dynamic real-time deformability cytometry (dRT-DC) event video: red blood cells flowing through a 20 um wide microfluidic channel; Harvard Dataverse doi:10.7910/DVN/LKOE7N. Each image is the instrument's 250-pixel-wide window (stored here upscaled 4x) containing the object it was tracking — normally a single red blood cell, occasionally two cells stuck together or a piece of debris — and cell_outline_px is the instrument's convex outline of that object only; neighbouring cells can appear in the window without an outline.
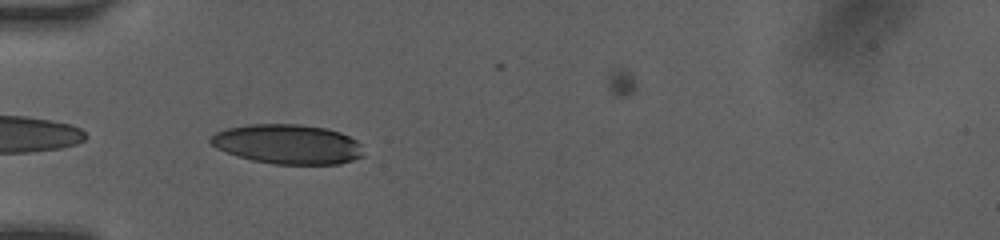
{"species": "human", "species_latin": "Homo sapiens", "temperature_condition": "room temperature", "stored_images_in_passage": 48, "camera_frame_rate_fps": 3000, "um_per_image_px": 0.085, "donor": {"sex": "female"}, "frame": {"image": 1, "passage_image": 2, "time_ms": 0.333, "image_size_px": [1000, 240], "cell_outline_px": [[364, 156], [340, 164], [272, 164], [252, 160], [216, 148], [208, 140], [216, 132], [228, 128], [248, 124], [300, 124], [328, 128], [340, 132], [356, 140], [360, 144]], "centroid_in_image_um": [24.48, 12.25], "position_along_channel_um": 60.5, "area_um2": 35.26}}
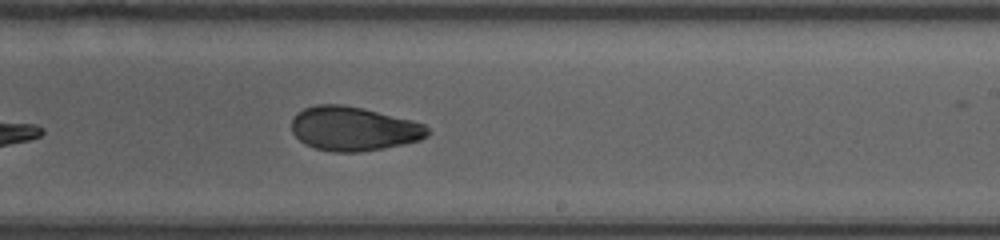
{"frame": {"image": 2, "passage_image": 22, "time_ms": 5.333, "image_size_px": [1000, 240], "cell_outline_px": [[428, 136], [420, 140], [384, 148], [360, 152], [332, 152], [316, 148], [304, 144], [292, 132], [292, 116], [296, 112], [304, 108], [316, 104], [344, 104], [364, 108], [412, 120], [424, 124], [428, 128]], "centroid_in_image_um": [30.03, 10.93], "position_along_channel_um": 259.0, "area_um2": 35.2}}
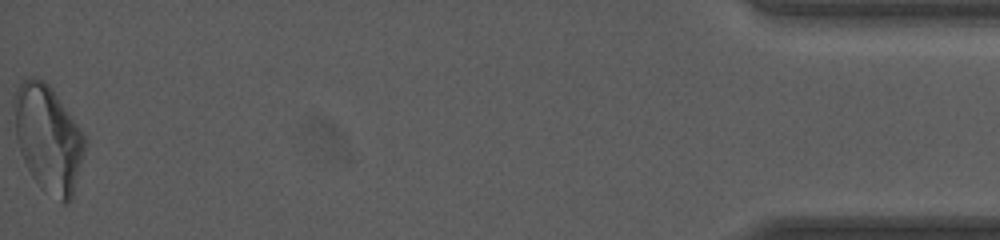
{"frame": {"image": 3, "passage_image": 48, "time_ms": 11.667, "image_size_px": [1000, 240], "cell_outline_px": [[88, 144], [72, 196], [68, 204], [64, 204], [36, 180], [32, 176], [20, 152], [16, 136], [12, 104], [12, 100], [16, 88], [20, 80], [28, 76], [32, 76], [44, 80], [52, 88], [80, 128], [88, 140]], "centroid_in_image_um": [4.09, 11.68], "position_along_channel_um": 431.1, "area_um2": 44.1}, "authors_computed_cell_mechanics": {"area_um2": 36.125, "velocity_mm_per_s": 4.116, "shape_relaxation_time_tau1_ms": 6.1292, "shape_relaxation_time_tau2_ms": 2.407, "deformation_change_tau1": 0.1775, "deformation_change_tau2": 0.0739}}